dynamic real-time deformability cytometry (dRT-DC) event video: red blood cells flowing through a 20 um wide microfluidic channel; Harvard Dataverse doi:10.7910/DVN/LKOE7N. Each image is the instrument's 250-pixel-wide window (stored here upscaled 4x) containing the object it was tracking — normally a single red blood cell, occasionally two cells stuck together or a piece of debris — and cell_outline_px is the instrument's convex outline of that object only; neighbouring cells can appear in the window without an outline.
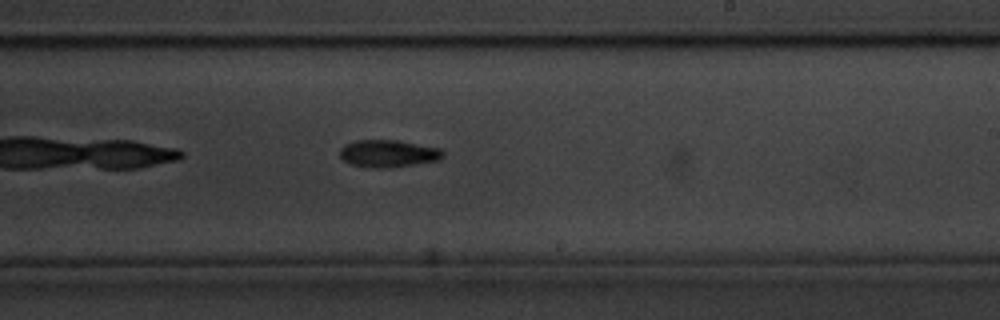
{"species": "common noctule bat (a hibernating species)", "species_latin": "Nyctalus noctula", "temperature_condition": "cold", "stored_images_in_passage": 41, "camera_frame_rate_fps": 3000, "um_per_image_px": 0.085, "animal": {"sex": "male", "body_mass_g": 20.1, "forearm_length_mm": 53.5}, "frame": {"image": 1, "passage_image": 18, "time_ms": 5.667, "image_size_px": [1000, 320], "cell_outline_px": [[444, 156], [440, 160], [392, 168], [372, 168], [352, 164], [344, 160], [340, 156], [340, 148], [344, 144], [356, 140], [396, 140], [440, 148], [444, 152]], "centroid_in_image_um": [33.01, 13.05], "position_along_channel_um": 256.0, "area_um2": 16.53}, "authors_computed_cell_mechanics": {"area_um2": 15.6638, "velocity_mm_per_s": 3.5435, "shape_relaxation_time_tau1_ms": 2.961, "shape_relaxation_time_tau2_ms": null, "deformation_change_tau1": 0.1433, "deformation_change_tau2": null}}